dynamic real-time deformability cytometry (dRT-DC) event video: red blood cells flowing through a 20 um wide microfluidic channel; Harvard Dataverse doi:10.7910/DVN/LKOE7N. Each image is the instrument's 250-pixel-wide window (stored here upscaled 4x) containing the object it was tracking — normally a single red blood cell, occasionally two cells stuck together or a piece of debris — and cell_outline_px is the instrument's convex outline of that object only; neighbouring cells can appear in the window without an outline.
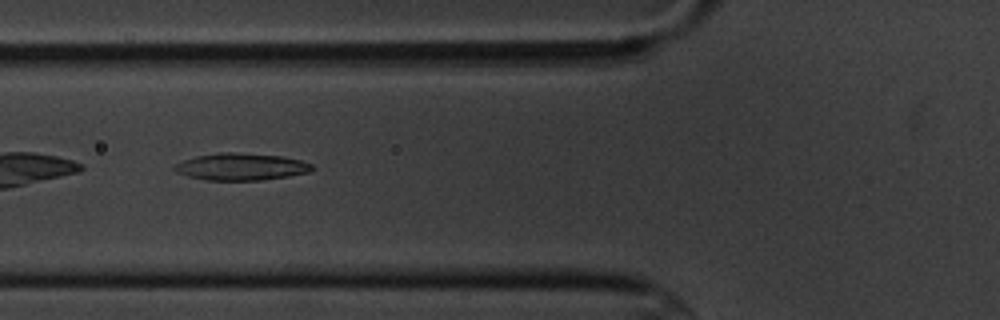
{"species": "common noctule bat (a hibernating species)", "species_latin": "Nyctalus noctula", "temperature_condition": "cold", "stored_images_in_passage": 8, "camera_frame_rate_fps": 3000, "um_per_image_px": 0.085, "animal": {"sex": "male", "body_mass_g": 20.1, "forearm_length_mm": 53.5}, "frame": {"image": 1, "passage_image": 7, "time_ms": 8.0, "image_size_px": [1000, 320], "cell_outline_px": [[312, 172], [288, 176], [260, 180], [204, 180], [188, 176], [176, 172], [172, 168], [176, 164], [184, 160], [196, 156], [220, 152], [232, 152], [280, 156], [300, 160], [312, 164]], "centroid_in_image_um": [20.48, 14.17], "position_along_channel_um": 105.3, "area_um2": 21.56}}